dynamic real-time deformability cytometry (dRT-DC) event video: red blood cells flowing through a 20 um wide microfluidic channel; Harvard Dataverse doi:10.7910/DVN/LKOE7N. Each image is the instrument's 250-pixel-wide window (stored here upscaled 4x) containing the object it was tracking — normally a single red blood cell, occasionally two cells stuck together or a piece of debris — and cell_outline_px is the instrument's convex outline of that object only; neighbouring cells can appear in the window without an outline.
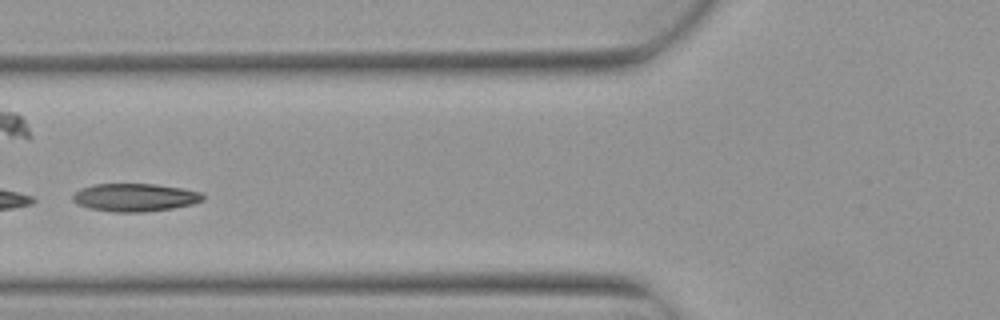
{"species": "Egyptian fruit bat (a non-hibernating species)", "species_latin": "Rousettus aegyptiacus", "temperature_condition": "warm", "stored_images_in_passage": 7, "camera_frame_rate_fps": 3000, "um_per_image_px": 0.085, "animal": {"sex": "female"}, "frame": {"image": 1, "passage_image": 3, "time_ms": 0.667, "image_size_px": [1000, 320], "cell_outline_px": [[204, 200], [192, 204], [172, 208], [144, 212], [112, 212], [88, 208], [72, 200], [72, 196], [80, 188], [96, 184], [156, 184], [184, 188], [200, 192], [204, 196]], "centroid_in_image_um": [11.48, 16.78], "position_along_channel_um": 114.3, "area_um2": 21.21}}